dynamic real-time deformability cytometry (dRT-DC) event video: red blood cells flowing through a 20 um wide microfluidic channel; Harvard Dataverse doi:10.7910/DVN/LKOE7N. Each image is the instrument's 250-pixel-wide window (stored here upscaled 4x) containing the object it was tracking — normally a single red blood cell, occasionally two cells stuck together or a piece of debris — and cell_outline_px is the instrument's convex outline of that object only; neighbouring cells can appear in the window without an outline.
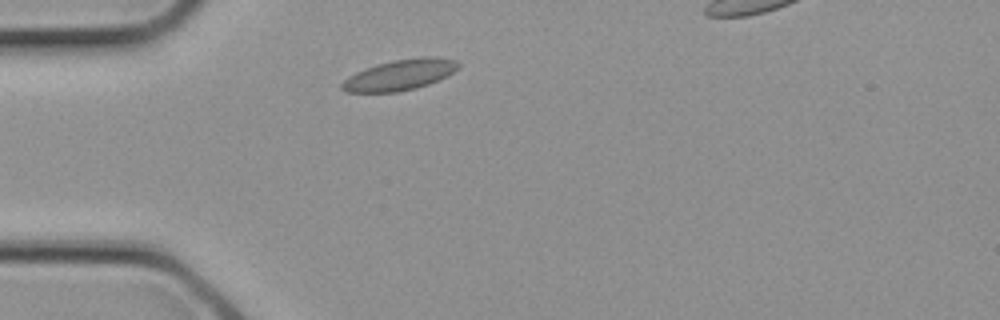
{"species": "common noctule bat (a hibernating species)", "species_latin": "Nyctalus noctula", "temperature_condition": "cold", "stored_images_in_passage": 2, "segment_of_instrument_passage": [1, 2], "camera_frame_rate_fps": 3000, "um_per_image_px": 0.085, "animal": {"sex": "female", "body_mass_g": 21.9}, "frame": {"image": 1, "passage_image": 1, "time_ms": 0.0, "image_size_px": [1000, 320], "cell_outline_px": [[460, 64], [452, 72], [428, 84], [416, 88], [396, 92], [344, 92], [340, 88], [340, 84], [348, 76], [356, 72], [376, 64], [392, 60], [424, 56], [436, 56], [456, 60]], "centroid_in_image_um": [33.94, 6.36], "position_along_channel_um": 51.1, "area_um2": 20.75}}